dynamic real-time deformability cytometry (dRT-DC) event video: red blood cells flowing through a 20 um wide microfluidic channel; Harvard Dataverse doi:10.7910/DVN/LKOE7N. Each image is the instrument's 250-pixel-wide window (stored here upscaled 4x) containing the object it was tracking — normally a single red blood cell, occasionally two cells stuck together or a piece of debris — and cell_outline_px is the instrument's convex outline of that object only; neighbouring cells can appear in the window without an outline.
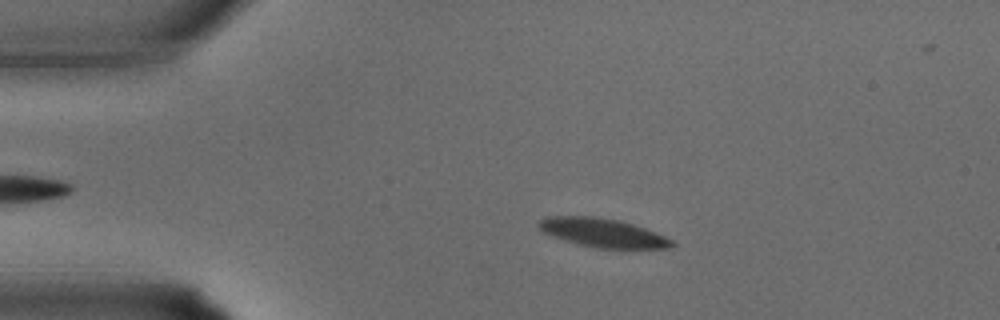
{"species": "common noctule bat (a hibernating species)", "species_latin": "Nyctalus noctula", "temperature_condition": "warm", "stored_images_in_passage": 29, "camera_frame_rate_fps": 3000, "um_per_image_px": 0.085, "animal": {"sex": "male", "body_mass_g": 15.6}, "frame": {"image": 1, "passage_image": 6, "time_ms": 1.667, "image_size_px": [1000, 320], "cell_outline_px": [[676, 244], [672, 248], [596, 248], [564, 240], [552, 236], [544, 232], [536, 224], [544, 216], [596, 216], [620, 220], [644, 228], [664, 236], [672, 240]], "centroid_in_image_um": [51.21, 19.77], "position_along_channel_um": 33.8, "area_um2": 22.25}}
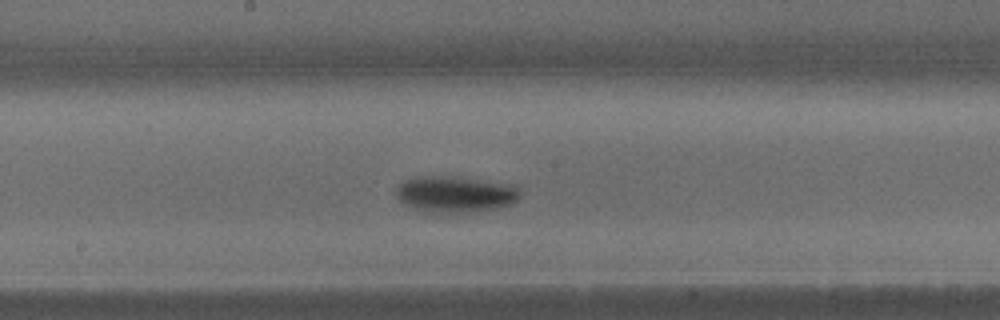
{"frame": {"image": 2, "passage_image": 17, "time_ms": 5.333, "image_size_px": [1000, 320], "cell_outline_px": [[520, 196], [512, 204], [496, 208], [448, 216], [424, 212], [412, 208], [404, 204], [396, 196], [396, 188], [404, 180], [416, 176], [448, 176], [512, 184], [520, 192]], "centroid_in_image_um": [38.64, 16.55], "position_along_channel_um": 209.6, "area_um2": 26.82}}
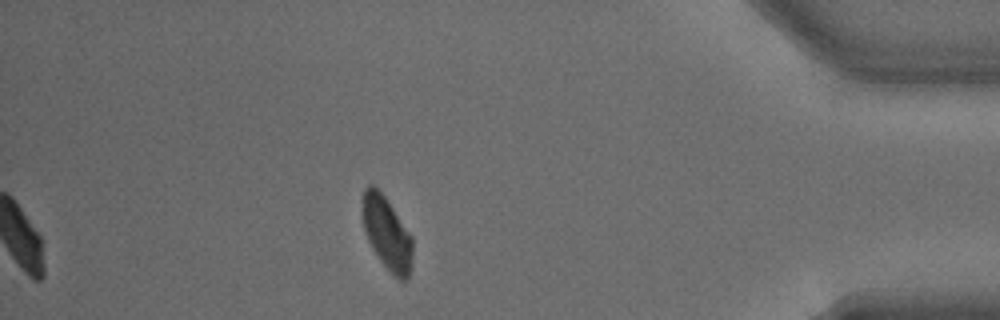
{"frame": {"image": 3, "passage_image": 29, "time_ms": 9.333, "image_size_px": [1000, 320], "cell_outline_px": [[412, 268], [408, 280], [400, 280], [380, 260], [372, 248], [368, 240], [364, 228], [360, 208], [364, 188], [368, 184], [372, 184], [384, 196], [412, 236]], "centroid_in_image_um": [32.87, 19.81], "position_along_channel_um": 402.3, "area_um2": 21.33}}